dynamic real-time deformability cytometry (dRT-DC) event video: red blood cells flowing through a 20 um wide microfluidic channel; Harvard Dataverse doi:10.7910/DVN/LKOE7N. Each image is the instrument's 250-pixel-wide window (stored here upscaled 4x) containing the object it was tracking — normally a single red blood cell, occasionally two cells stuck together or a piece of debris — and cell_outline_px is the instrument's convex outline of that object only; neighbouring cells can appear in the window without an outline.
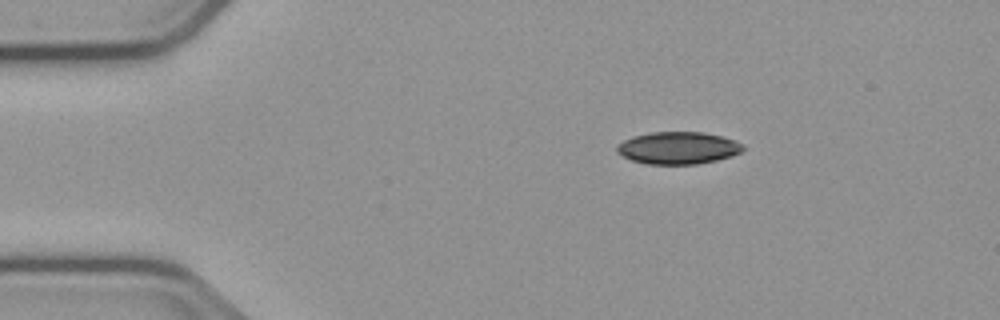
{"species": "common noctule bat (a hibernating species)", "species_latin": "Nyctalus noctula", "temperature_condition": "cold", "stored_images_in_passage": 46, "camera_frame_rate_fps": 3000, "um_per_image_px": 0.085, "animal": {"sex": "male", "body_mass_g": 23.1, "forearm_length_mm": 52.7}, "frame": {"image": 1, "passage_image": 1, "time_ms": 0.0, "image_size_px": [1000, 320], "cell_outline_px": [[744, 148], [740, 152], [732, 156], [716, 160], [696, 164], [648, 164], [632, 160], [616, 152], [616, 144], [632, 136], [652, 132], [704, 132], [736, 140], [744, 144]], "centroid_in_image_um": [57.63, 12.57], "position_along_channel_um": 27.4, "area_um2": 23.76}}
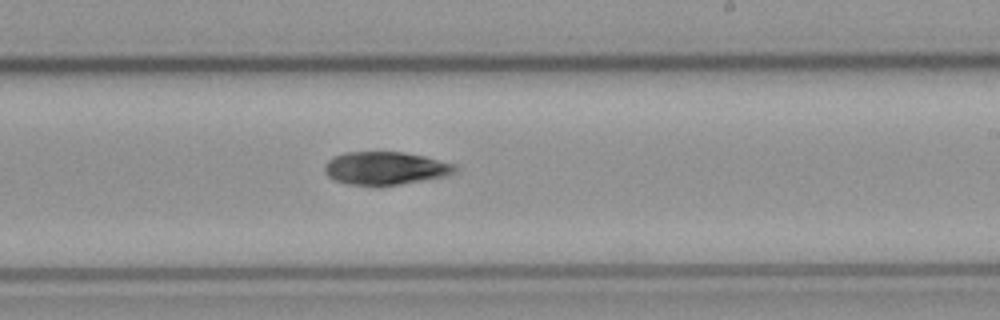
{"frame": {"image": 2, "passage_image": 24, "time_ms": 7.667, "image_size_px": [1000, 320], "cell_outline_px": [[460, 168], [456, 172], [448, 176], [376, 188], [348, 184], [332, 180], [324, 172], [324, 164], [332, 156], [344, 152], [404, 152], [424, 156], [456, 164]], "centroid_in_image_um": [32.74, 14.32], "position_along_channel_um": 256.3, "area_um2": 25.95}}
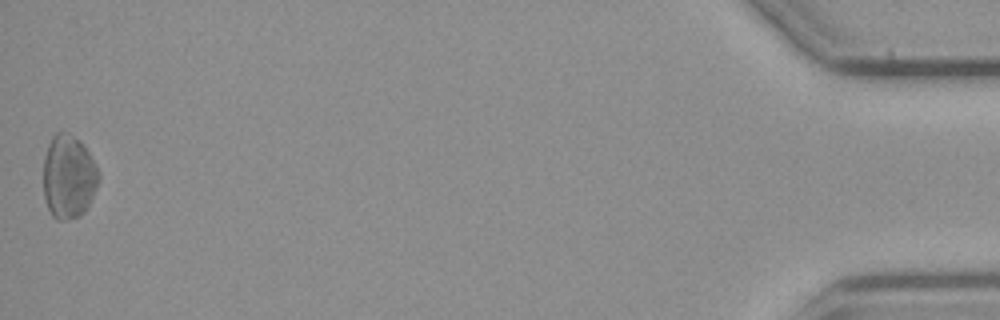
{"frame": {"image": 3, "passage_image": 46, "time_ms": 15.0, "image_size_px": [1000, 320], "cell_outline_px": [[100, 180], [84, 212], [80, 216], [64, 220], [56, 220], [52, 216], [48, 208], [44, 196], [44, 156], [48, 144], [52, 136], [56, 132], [68, 132], [80, 140], [88, 152], [100, 172]], "centroid_in_image_um": [5.83, 15.01], "position_along_channel_um": 429.4, "area_um2": 27.05}, "authors_computed_cell_mechanics": {"area_um2": 25.2586, "velocity_mm_per_s": 3.7501, "shape_relaxation_time_tau1_ms": 1.9933, "shape_relaxation_time_tau2_ms": null, "deformation_change_tau1": 0.0644, "deformation_change_tau2": null}}